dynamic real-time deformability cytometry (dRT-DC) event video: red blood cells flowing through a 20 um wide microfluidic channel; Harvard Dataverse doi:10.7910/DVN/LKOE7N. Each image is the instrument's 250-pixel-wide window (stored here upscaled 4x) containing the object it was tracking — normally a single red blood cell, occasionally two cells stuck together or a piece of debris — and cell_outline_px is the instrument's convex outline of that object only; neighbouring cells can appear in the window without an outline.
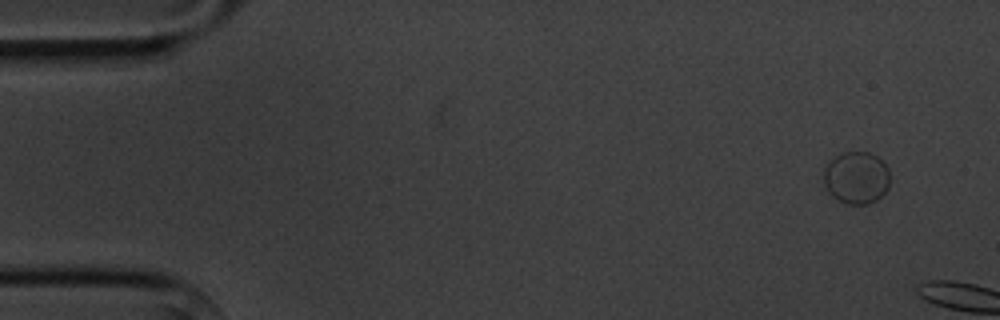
{"species": "common noctule bat (a hibernating species)", "species_latin": "Nyctalus noctula", "temperature_condition": "cold", "stored_images_in_passage": 4, "camera_frame_rate_fps": 3000, "um_per_image_px": 0.085, "animal": {"sex": "male", "body_mass_g": 20.1, "forearm_length_mm": 53.5}, "frame": {"image": 1, "passage_image": 1, "time_ms": 0.0, "image_size_px": [1000, 320], "cell_outline_px": [[888, 188], [876, 200], [868, 204], [848, 204], [832, 196], [824, 188], [824, 164], [828, 160], [840, 152], [868, 152], [876, 156], [888, 168]], "centroid_in_image_um": [72.74, 15.09], "position_along_channel_um": 12.3, "area_um2": 20.29}}